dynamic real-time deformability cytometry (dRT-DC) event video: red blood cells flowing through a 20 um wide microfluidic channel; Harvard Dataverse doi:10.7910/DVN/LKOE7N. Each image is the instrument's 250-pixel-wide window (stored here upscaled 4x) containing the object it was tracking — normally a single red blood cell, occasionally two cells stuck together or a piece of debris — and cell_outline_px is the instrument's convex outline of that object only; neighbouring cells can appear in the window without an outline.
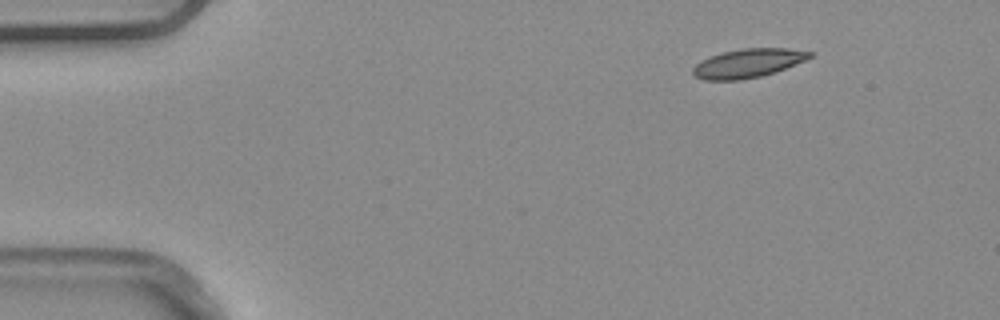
{"species": "common noctule bat (a hibernating species)", "species_latin": "Nyctalus noctula", "temperature_condition": "warm", "stored_images_in_passage": 5, "camera_frame_rate_fps": 3000, "um_per_image_px": 0.085, "animal": {"sex": "male", "body_mass_g": 20.4}, "frame": {"image": 1, "passage_image": 1, "time_ms": 0.0, "image_size_px": [1000, 320], "cell_outline_px": [[816, 52], [812, 56], [804, 60], [776, 72], [760, 76], [740, 80], [704, 80], [696, 76], [692, 72], [692, 68], [696, 64], [712, 56], [724, 52], [740, 48], [788, 48]], "centroid_in_image_um": [63.61, 5.37], "position_along_channel_um": 21.4, "area_um2": 19.48}}
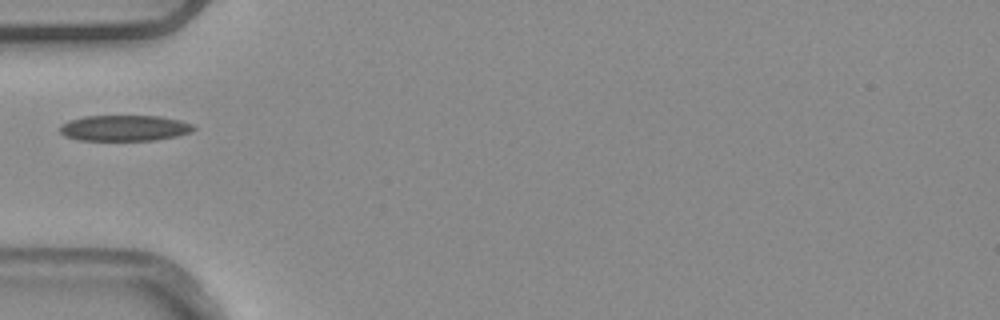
{"frame": {"image": 2, "passage_image": 4, "time_ms": 1.0, "image_size_px": [1000, 320], "cell_outline_px": [[196, 128], [188, 132], [176, 136], [156, 140], [80, 140], [64, 136], [60, 132], [60, 124], [68, 120], [84, 116], [160, 116], [180, 120], [192, 124]], "centroid_in_image_um": [10.54, 10.88], "position_along_channel_um": 74.5, "area_um2": 20.11}}
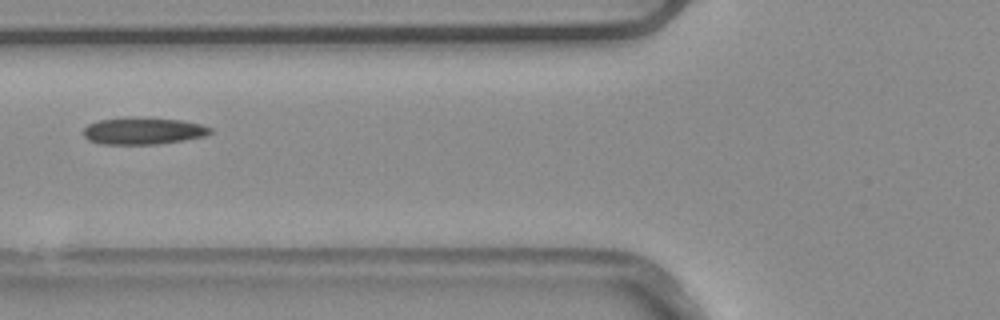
{"frame": {"image": 3, "passage_image": 5, "time_ms": 1.333, "image_size_px": [1000, 320], "cell_outline_px": [[212, 132], [204, 136], [184, 140], [156, 144], [100, 144], [88, 140], [84, 136], [84, 128], [88, 124], [100, 120], [124, 116], [180, 120], [200, 124], [212, 128]], "centroid_in_image_um": [12.14, 11.12], "position_along_channel_um": 113.7, "area_um2": 20.0}}